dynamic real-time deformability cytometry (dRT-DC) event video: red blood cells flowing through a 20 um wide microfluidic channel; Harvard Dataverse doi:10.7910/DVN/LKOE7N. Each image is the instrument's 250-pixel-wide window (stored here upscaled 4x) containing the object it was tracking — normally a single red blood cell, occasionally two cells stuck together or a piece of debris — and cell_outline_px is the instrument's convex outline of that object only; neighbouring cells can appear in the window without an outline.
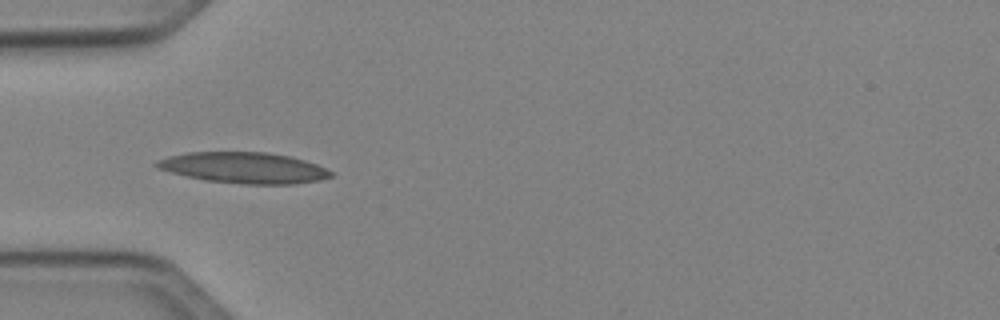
{"species": "Egyptian fruit bat (a non-hibernating species)", "species_latin": "Rousettus aegyptiacus", "temperature_condition": "cold", "stored_images_in_passage": 7, "camera_frame_rate_fps": 3000, "um_per_image_px": 0.085, "animal": {"sex": "female"}, "frame": {"image": 1, "passage_image": 5, "time_ms": 5.0, "image_size_px": [1000, 320], "cell_outline_px": [[332, 176], [320, 180], [292, 184], [240, 184], [204, 180], [156, 168], [152, 164], [156, 160], [168, 156], [188, 152], [264, 152], [292, 156], [316, 164], [332, 172]], "centroid_in_image_um": [20.7, 14.26], "position_along_channel_um": 64.3, "area_um2": 31.44}}
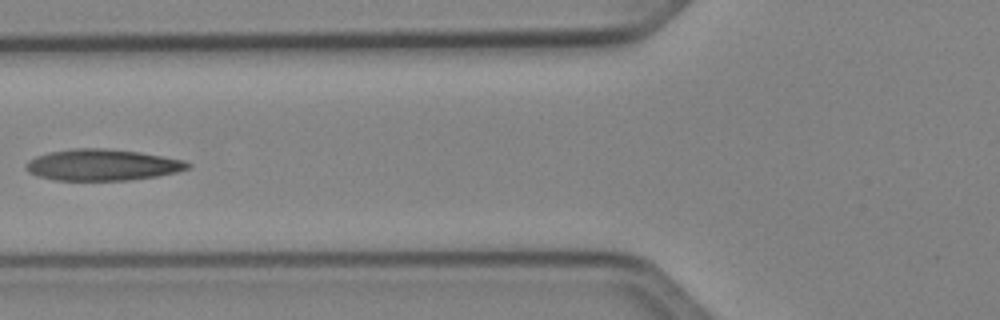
{"frame": {"image": 2, "passage_image": 6, "time_ms": 6.333, "image_size_px": [1000, 320], "cell_outline_px": [[192, 164], [188, 168], [176, 172], [160, 176], [128, 180], [52, 180], [36, 176], [28, 172], [24, 168], [24, 164], [28, 160], [36, 156], [52, 152], [76, 148], [104, 148], [140, 152], [184, 160]], "centroid_in_image_um": [8.67, 14.02], "position_along_channel_um": 117.1, "area_um2": 29.65}}
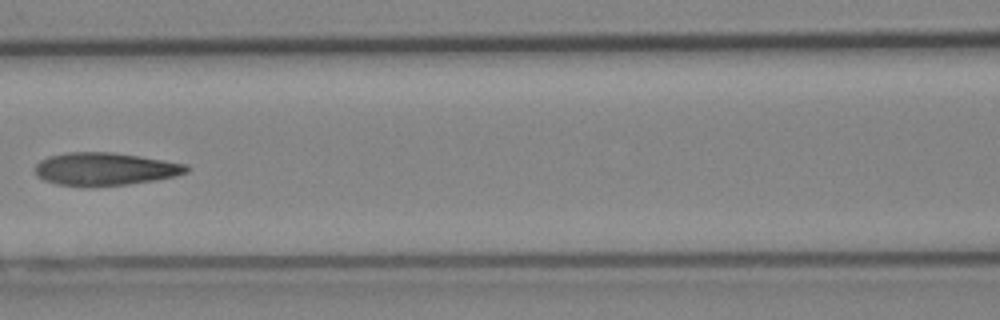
{"frame": {"image": 3, "passage_image": 7, "time_ms": 7.333, "image_size_px": [1000, 320], "cell_outline_px": [[188, 172], [176, 176], [156, 180], [128, 184], [56, 184], [44, 180], [36, 176], [32, 168], [40, 160], [48, 156], [68, 152], [112, 152], [188, 164]], "centroid_in_image_um": [8.91, 14.33], "position_along_channel_um": 157.7, "area_um2": 28.44}}